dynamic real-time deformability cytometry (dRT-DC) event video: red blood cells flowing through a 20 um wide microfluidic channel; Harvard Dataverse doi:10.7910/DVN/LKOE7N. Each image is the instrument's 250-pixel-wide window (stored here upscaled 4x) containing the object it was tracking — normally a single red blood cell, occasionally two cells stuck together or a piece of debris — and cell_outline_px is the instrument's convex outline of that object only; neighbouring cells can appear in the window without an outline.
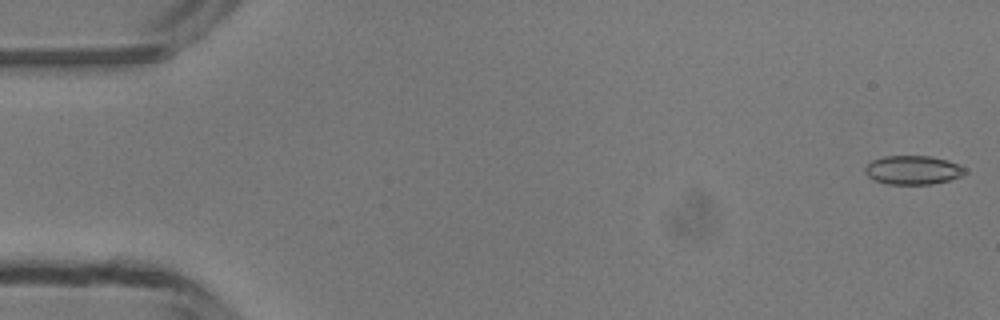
{"species": "common noctule bat (a hibernating species)", "species_latin": "Nyctalus noctula", "temperature_condition": "room temperature", "stored_images_in_passage": 43, "camera_frame_rate_fps": 3000, "um_per_image_px": 0.085, "animal": {"sex": "male", "body_mass_g": 13.3}, "frame": {"image": 1, "passage_image": 1, "time_ms": 0.0, "image_size_px": [1000, 320], "cell_outline_px": [[968, 172], [960, 176], [948, 180], [932, 184], [888, 184], [876, 180], [868, 176], [864, 172], [864, 168], [872, 160], [884, 156], [928, 156], [948, 160], [964, 168]], "centroid_in_image_um": [77.58, 14.45], "position_along_channel_um": 7.4, "area_um2": 16.65}}
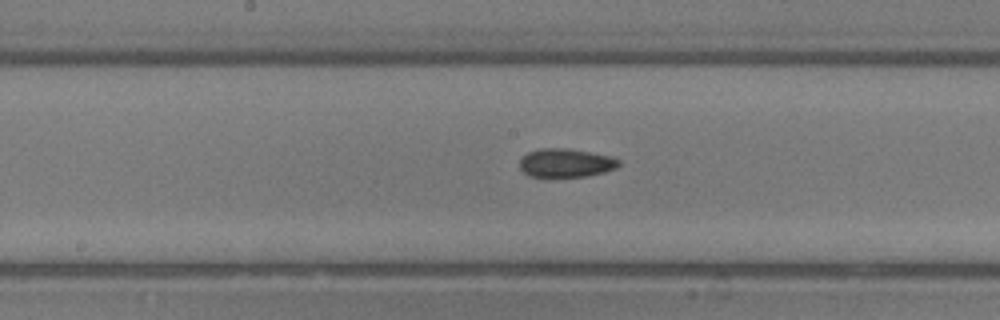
{"frame": {"image": 2, "passage_image": 25, "time_ms": 8.0, "image_size_px": [1000, 320], "cell_outline_px": [[620, 164], [616, 168], [604, 172], [584, 176], [528, 176], [520, 168], [520, 160], [528, 152], [540, 148], [568, 148], [612, 156], [620, 160]], "centroid_in_image_um": [48.11, 13.83], "position_along_channel_um": 200.1, "area_um2": 16.42}}
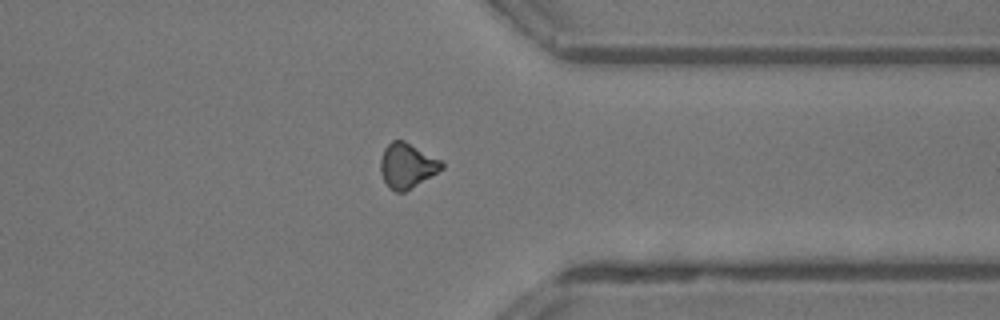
{"frame": {"image": 3, "passage_image": 38, "time_ms": 12.333, "image_size_px": [1000, 320], "cell_outline_px": [[444, 168], [404, 192], [396, 192], [388, 188], [380, 172], [380, 160], [384, 148], [392, 140], [404, 140], [440, 160], [444, 164]], "centroid_in_image_um": [34.57, 14.08], "position_along_channel_um": 376.8, "area_um2": 15.9}}